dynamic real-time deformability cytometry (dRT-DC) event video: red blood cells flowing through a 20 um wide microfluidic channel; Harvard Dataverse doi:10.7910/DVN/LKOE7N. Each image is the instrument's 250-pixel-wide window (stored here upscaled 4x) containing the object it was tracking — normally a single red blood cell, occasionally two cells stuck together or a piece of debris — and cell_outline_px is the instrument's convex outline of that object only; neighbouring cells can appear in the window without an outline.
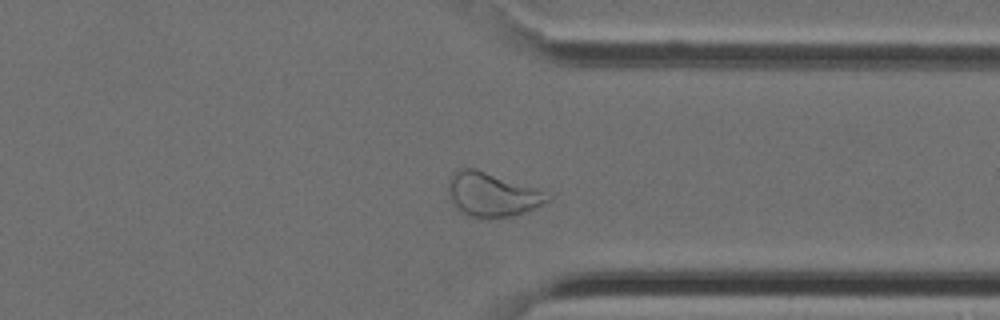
{"species": "Egyptian fruit bat (a non-hibernating species)", "species_latin": "Rousettus aegyptiacus", "temperature_condition": "cold", "stored_images_in_passage": 35, "camera_frame_rate_fps": 3000, "um_per_image_px": 0.085, "animal": {"sex": "female"}, "frame": {"image": 1, "passage_image": 26, "time_ms": 8.333, "image_size_px": [1000, 320], "cell_outline_px": [[556, 196], [524, 212], [508, 216], [488, 220], [468, 216], [460, 212], [456, 208], [448, 196], [448, 180], [452, 172], [460, 168], [476, 168], [540, 188]], "centroid_in_image_um": [41.82, 16.52], "position_along_channel_um": 369.6, "area_um2": 26.18}}
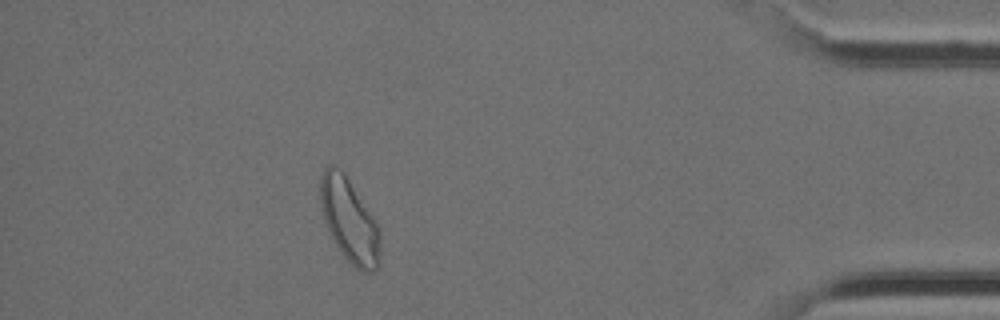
{"frame": {"image": 2, "passage_image": 31, "time_ms": 10.0, "image_size_px": [1000, 320], "cell_outline_px": [[380, 260], [376, 272], [364, 272], [356, 268], [344, 256], [336, 244], [324, 220], [320, 200], [320, 176], [324, 168], [328, 164], [332, 164], [340, 168], [344, 172], [380, 228]], "centroid_in_image_um": [29.71, 18.72], "position_along_channel_um": 405.5, "area_um2": 29.19}}